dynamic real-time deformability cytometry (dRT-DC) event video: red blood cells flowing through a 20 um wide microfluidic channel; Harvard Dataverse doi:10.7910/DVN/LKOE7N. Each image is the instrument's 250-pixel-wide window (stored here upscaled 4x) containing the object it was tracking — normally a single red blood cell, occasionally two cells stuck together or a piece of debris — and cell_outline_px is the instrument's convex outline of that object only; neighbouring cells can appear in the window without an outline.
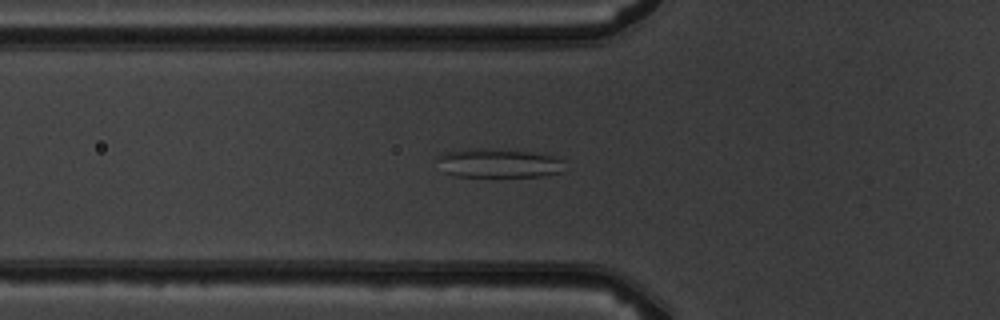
{"species": "common noctule bat (a hibernating species)", "species_latin": "Nyctalus noctula", "temperature_condition": "warm", "stored_images_in_passage": 4, "camera_frame_rate_fps": 3000, "um_per_image_px": 0.085, "animal": {"sex": "male", "body_mass_g": 19.5, "forearm_length_mm": 54.6}, "frame": {"image": 1, "passage_image": 4, "time_ms": 4.333, "image_size_px": [1000, 320], "cell_outline_px": [[560, 172], [540, 176], [452, 176], [444, 172], [436, 160], [436, 156], [440, 152], [468, 148], [528, 152], [552, 156], [560, 160]], "centroid_in_image_um": [42.2, 13.87], "position_along_channel_um": 83.6, "area_um2": 21.04}}